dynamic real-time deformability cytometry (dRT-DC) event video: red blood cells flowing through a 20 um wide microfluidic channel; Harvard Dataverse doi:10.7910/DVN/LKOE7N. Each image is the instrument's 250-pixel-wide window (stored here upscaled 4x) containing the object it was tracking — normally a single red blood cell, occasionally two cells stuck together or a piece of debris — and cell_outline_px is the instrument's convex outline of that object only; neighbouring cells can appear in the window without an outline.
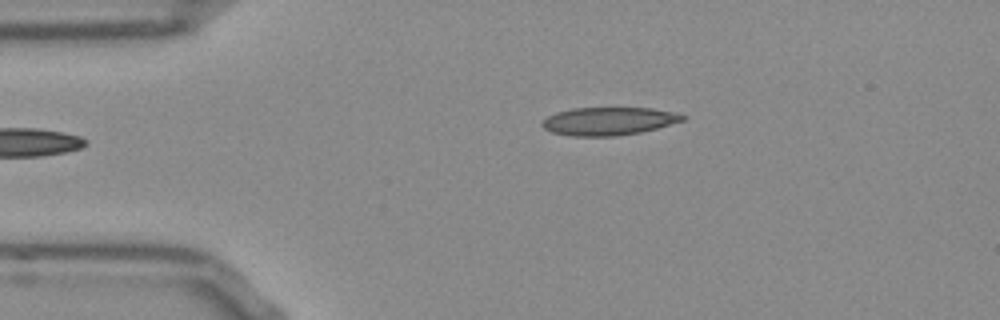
{"species": "Egyptian fruit bat (a non-hibernating species)", "species_latin": "Rousettus aegyptiacus", "temperature_condition": "room temperature", "stored_images_in_passage": 37, "camera_frame_rate_fps": 3000, "um_per_image_px": 0.085, "frame": {"image": 1, "passage_image": 1, "time_ms": 0.0, "image_size_px": [1000, 320], "cell_outline_px": [[688, 116], [684, 120], [656, 128], [640, 132], [616, 136], [572, 136], [552, 132], [544, 128], [540, 124], [548, 116], [556, 112], [572, 108], [652, 108], [672, 112]], "centroid_in_image_um": [51.72, 10.29], "position_along_channel_um": 33.3, "area_um2": 22.77}}
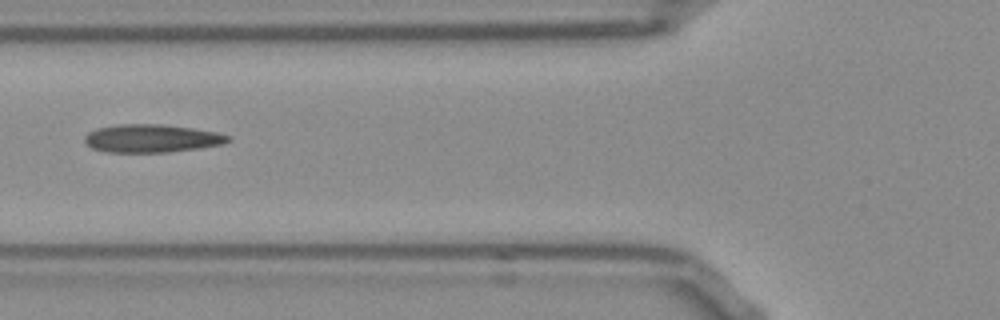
{"frame": {"image": 2, "passage_image": 10, "time_ms": 3.0, "image_size_px": [1000, 320], "cell_outline_px": [[232, 140], [224, 144], [200, 148], [168, 152], [108, 152], [92, 148], [84, 140], [84, 136], [88, 132], [96, 128], [120, 124], [164, 124], [192, 128], [216, 132], [232, 136]], "centroid_in_image_um": [12.93, 11.76], "position_along_channel_um": 112.9, "area_um2": 23.58}}
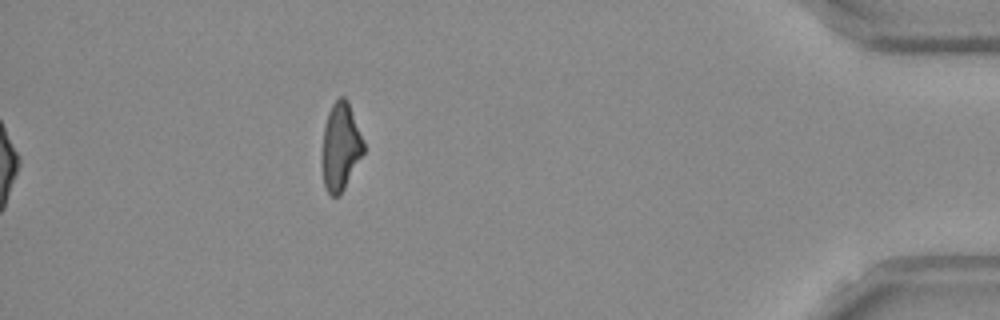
{"frame": {"image": 3, "passage_image": 37, "time_ms": 12.0, "image_size_px": [1000, 320], "cell_outline_px": [[364, 152], [340, 196], [332, 196], [328, 192], [324, 184], [320, 156], [324, 128], [328, 112], [332, 104], [340, 96], [344, 96], [348, 100], [364, 144]], "centroid_in_image_um": [28.92, 12.48], "position_along_channel_um": 406.3, "area_um2": 21.27}, "authors_computed_cell_mechanics": {"area_um2": 22.542, "velocity_mm_per_s": 3.871, "shape_relaxation_time_tau1_ms": null, "shape_relaxation_time_tau2_ms": 5.5217, "deformation_change_tau1": null, "deformation_change_tau2": 0.1464}}